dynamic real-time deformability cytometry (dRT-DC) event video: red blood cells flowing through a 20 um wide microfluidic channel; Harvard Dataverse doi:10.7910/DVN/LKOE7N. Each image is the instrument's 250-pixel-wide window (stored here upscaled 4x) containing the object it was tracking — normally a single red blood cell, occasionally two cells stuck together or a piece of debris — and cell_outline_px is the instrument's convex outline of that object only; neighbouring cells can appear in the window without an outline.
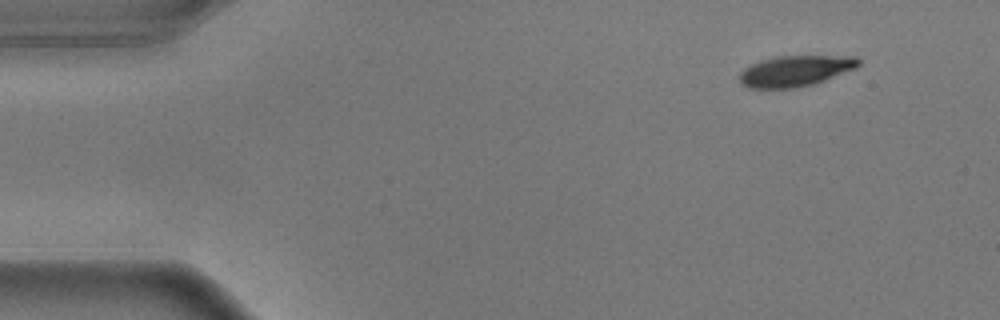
{"species": "common noctule bat (a hibernating species)", "species_latin": "Nyctalus noctula", "temperature_condition": "warm", "stored_images_in_passage": 51, "camera_frame_rate_fps": 3000, "um_per_image_px": 0.085, "animal": {"sex": "male", "body_mass_g": 17.9}, "frame": {"image": 1, "passage_image": 1, "time_ms": 0.0, "image_size_px": [1000, 320], "cell_outline_px": [[860, 64], [856, 68], [816, 84], [796, 88], [748, 88], [740, 84], [740, 72], [744, 68], [760, 60], [776, 56], [856, 56], [860, 60]], "centroid_in_image_um": [67.61, 6.03], "position_along_channel_um": 17.4, "area_um2": 21.62}}
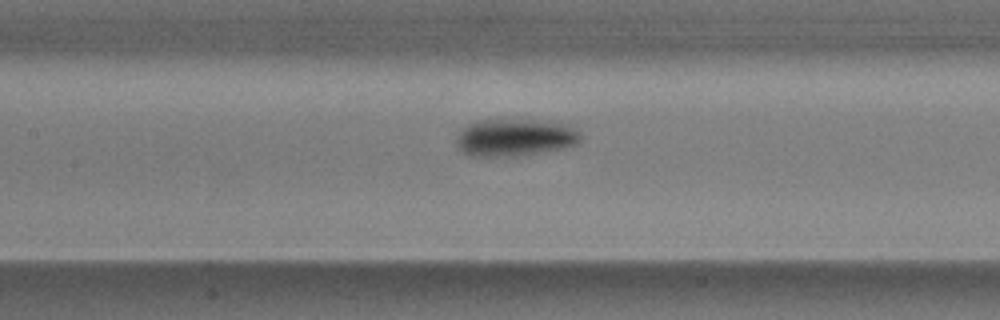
{"frame": {"image": 2, "passage_image": 21, "time_ms": 6.667, "image_size_px": [1000, 320], "cell_outline_px": [[584, 136], [576, 144], [564, 148], [516, 156], [468, 156], [460, 152], [456, 148], [456, 140], [460, 128], [476, 120], [532, 120], [568, 124], [580, 132]], "centroid_in_image_um": [43.73, 11.69], "position_along_channel_um": 163.7, "area_um2": 27.34}}
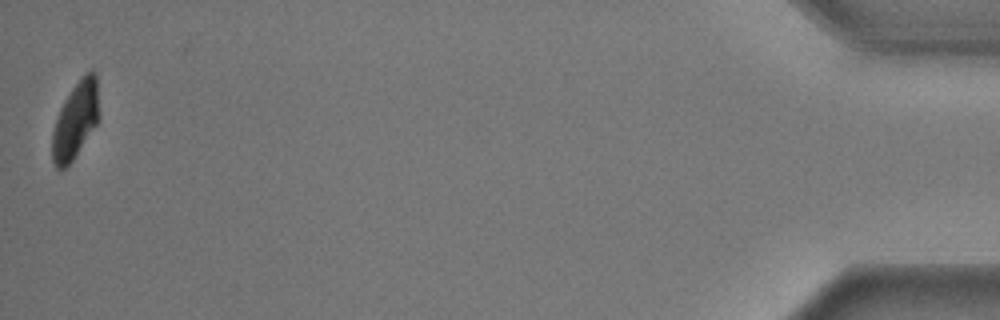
{"frame": {"image": 3, "passage_image": 51, "time_ms": 16.667, "image_size_px": [1000, 320], "cell_outline_px": [[100, 120], [72, 160], [64, 168], [56, 168], [52, 160], [52, 132], [60, 108], [64, 100], [72, 88], [84, 72], [92, 68], [96, 72], [100, 116]], "centroid_in_image_um": [6.45, 10.16], "position_along_channel_um": 428.8, "area_um2": 21.15}, "authors_computed_cell_mechanics": {"area_um2": 24.3916, "velocity_mm_per_s": 3.596, "shape_relaxation_time_tau1_ms": 2.6067, "shape_relaxation_time_tau2_ms": null, "deformation_change_tau1": 0.1625, "deformation_change_tau2": null}}